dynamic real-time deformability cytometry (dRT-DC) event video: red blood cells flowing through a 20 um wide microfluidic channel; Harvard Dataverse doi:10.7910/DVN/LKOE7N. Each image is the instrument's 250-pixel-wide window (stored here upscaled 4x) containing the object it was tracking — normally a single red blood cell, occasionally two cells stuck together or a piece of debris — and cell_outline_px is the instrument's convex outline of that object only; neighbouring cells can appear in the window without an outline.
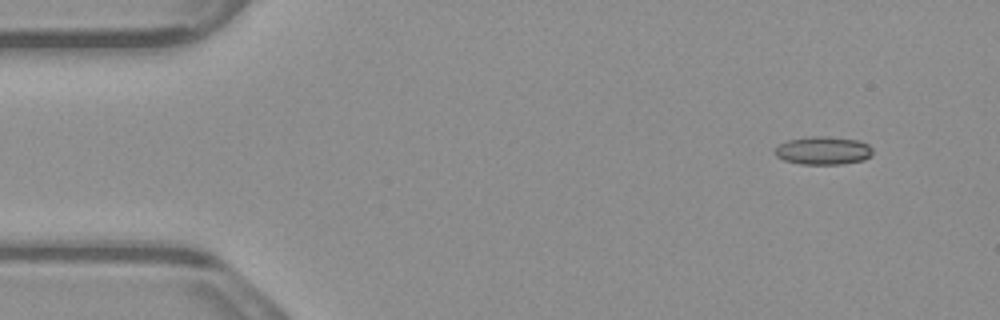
{"species": "common noctule bat (a hibernating species)", "species_latin": "Nyctalus noctula", "temperature_condition": "warm", "stored_images_in_passage": 50, "camera_frame_rate_fps": 3000, "um_per_image_px": 0.085, "animal": {"sex": "male", "body_mass_g": 23.1, "forearm_length_mm": 52.7}, "frame": {"image": 1, "passage_image": 1, "time_ms": 0.0, "image_size_px": [1000, 320], "cell_outline_px": [[872, 156], [864, 160], [840, 164], [800, 164], [784, 160], [776, 156], [776, 148], [780, 144], [788, 140], [812, 136], [824, 136], [860, 140], [868, 144], [872, 148]], "centroid_in_image_um": [70.01, 12.8], "position_along_channel_um": 15.0, "area_um2": 16.01}}
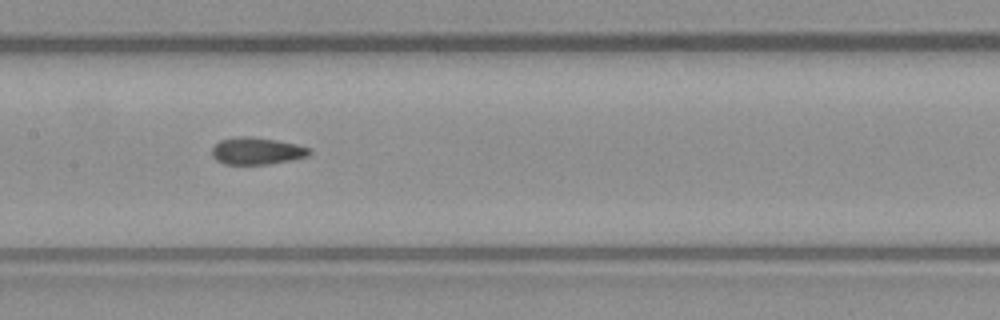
{"frame": {"image": 2, "passage_image": 22, "time_ms": 7.0, "image_size_px": [1000, 320], "cell_outline_px": [[312, 152], [308, 156], [268, 164], [224, 164], [216, 160], [212, 156], [212, 148], [220, 140], [236, 136], [252, 136], [276, 140], [296, 144], [312, 148]], "centroid_in_image_um": [21.82, 12.82], "position_along_channel_um": 185.6, "area_um2": 15.43}}
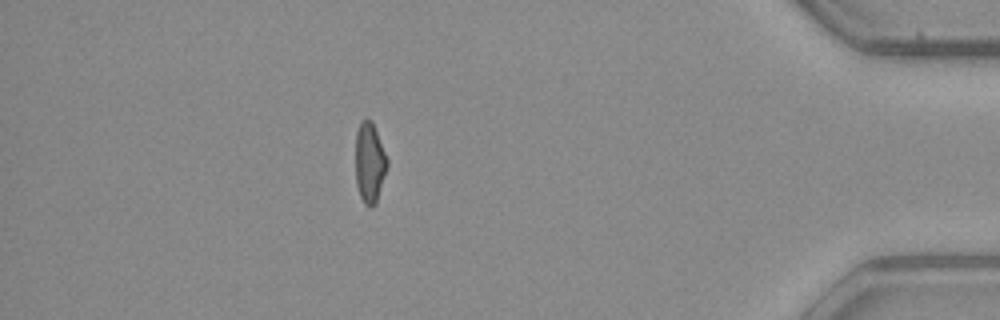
{"frame": {"image": 3, "passage_image": 43, "time_ms": 14.0, "image_size_px": [1000, 320], "cell_outline_px": [[388, 164], [376, 204], [372, 208], [368, 208], [364, 204], [360, 196], [356, 184], [356, 132], [360, 120], [372, 120], [388, 160]], "centroid_in_image_um": [31.41, 13.85], "position_along_channel_um": 403.8, "area_um2": 14.91}, "authors_computed_cell_mechanics": {"area_um2": 15.6638, "velocity_mm_per_s": 3.8788, "shape_relaxation_time_tau1_ms": null, "shape_relaxation_time_tau2_ms": 2.0906, "deformation_change_tau1": null, "deformation_change_tau2": 0.0706}}